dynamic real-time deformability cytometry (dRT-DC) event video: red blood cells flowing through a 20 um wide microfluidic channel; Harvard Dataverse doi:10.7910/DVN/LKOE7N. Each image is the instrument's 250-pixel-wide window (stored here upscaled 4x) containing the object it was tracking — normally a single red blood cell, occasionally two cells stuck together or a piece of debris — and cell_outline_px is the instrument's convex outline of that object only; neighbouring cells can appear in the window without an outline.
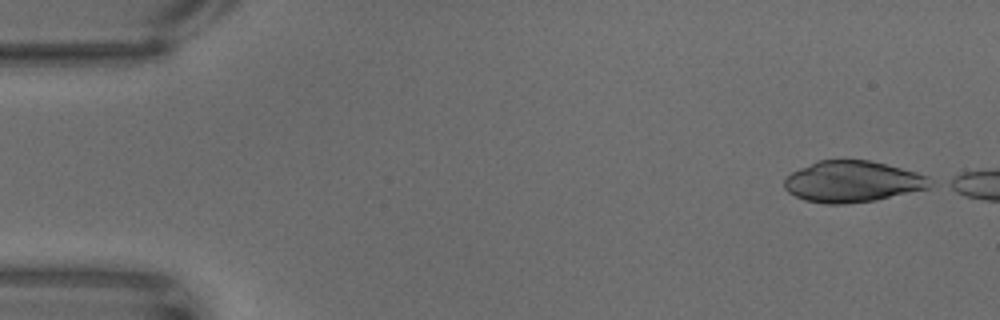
{"species": "common noctule bat (a hibernating species)", "species_latin": "Nyctalus noctula", "temperature_condition": "warm", "stored_images_in_passage": 6, "camera_frame_rate_fps": 3000, "um_per_image_px": 0.085, "animal": {"sex": "male", "body_mass_g": 18.8}, "frame": {"image": 1, "passage_image": 1, "time_ms": 0.0, "image_size_px": [1000, 320], "cell_outline_px": [[936, 184], [928, 188], [876, 200], [844, 204], [828, 204], [804, 200], [788, 192], [784, 188], [784, 180], [792, 172], [816, 160], [868, 160], [916, 172], [928, 176], [936, 180]], "centroid_in_image_um": [72.49, 15.44], "position_along_channel_um": 12.5, "area_um2": 35.08}}